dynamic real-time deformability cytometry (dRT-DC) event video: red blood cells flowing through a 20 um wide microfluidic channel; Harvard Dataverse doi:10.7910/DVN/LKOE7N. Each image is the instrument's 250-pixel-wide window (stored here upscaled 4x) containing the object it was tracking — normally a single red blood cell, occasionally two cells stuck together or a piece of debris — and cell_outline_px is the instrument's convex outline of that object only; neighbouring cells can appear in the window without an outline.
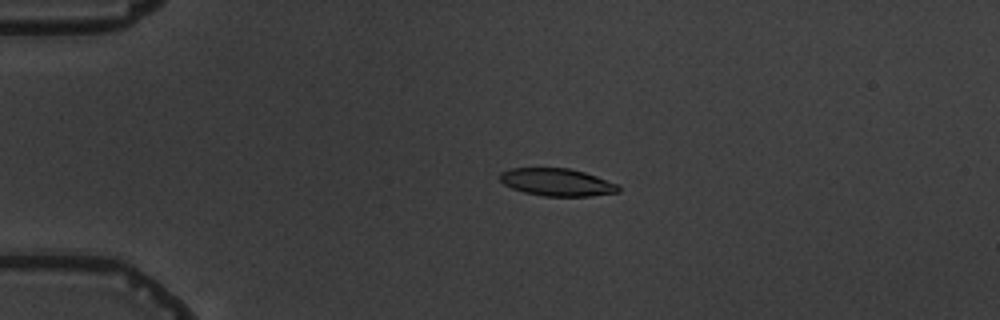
{"species": "common noctule bat (a hibernating species)", "species_latin": "Nyctalus noctula", "temperature_condition": "warm", "stored_images_in_passage": 5, "camera_frame_rate_fps": 3000, "um_per_image_px": 0.085, "animal": {"sex": "male", "body_mass_g": 19.5, "forearm_length_mm": 54.6}, "frame": {"image": 1, "passage_image": 4, "time_ms": 4.0, "image_size_px": [1000, 320], "cell_outline_px": [[620, 192], [592, 196], [544, 196], [524, 192], [512, 188], [504, 184], [500, 180], [500, 172], [512, 168], [568, 168], [584, 172], [596, 176], [616, 184], [620, 188]], "centroid_in_image_um": [47.34, 15.49], "position_along_channel_um": 37.7, "area_um2": 18.9}}